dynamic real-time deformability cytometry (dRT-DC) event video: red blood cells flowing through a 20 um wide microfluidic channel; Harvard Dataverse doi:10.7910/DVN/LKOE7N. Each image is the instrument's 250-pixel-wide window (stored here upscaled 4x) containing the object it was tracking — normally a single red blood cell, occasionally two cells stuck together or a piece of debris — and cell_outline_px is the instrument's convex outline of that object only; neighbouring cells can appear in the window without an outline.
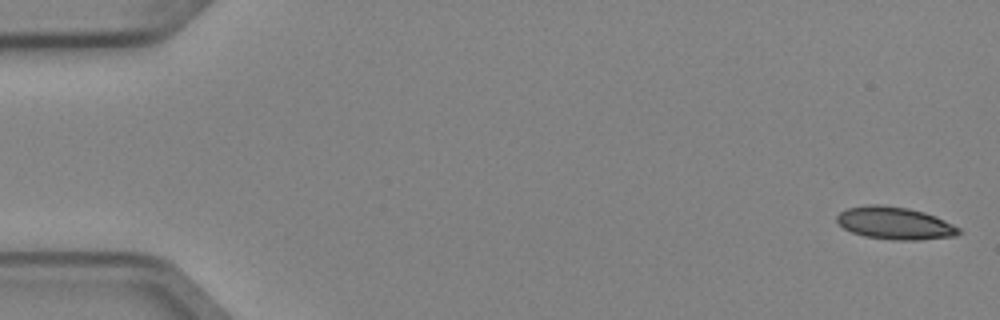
{"species": "Egyptian fruit bat (a non-hibernating species)", "species_latin": "Rousettus aegyptiacus", "temperature_condition": "cold", "stored_images_in_passage": 5, "camera_frame_rate_fps": 3000, "um_per_image_px": 0.085, "animal": {"sex": "female"}, "frame": {"image": 1, "passage_image": 1, "time_ms": 0.0, "image_size_px": [1000, 320], "cell_outline_px": [[964, 232], [956, 236], [920, 240], [892, 240], [864, 236], [852, 232], [844, 228], [836, 220], [836, 216], [840, 212], [848, 208], [868, 204], [880, 204], [908, 208], [924, 212], [936, 216], [960, 228]], "centroid_in_image_um": [76.09, 18.97], "position_along_channel_um": 8.9, "area_um2": 23.24}}
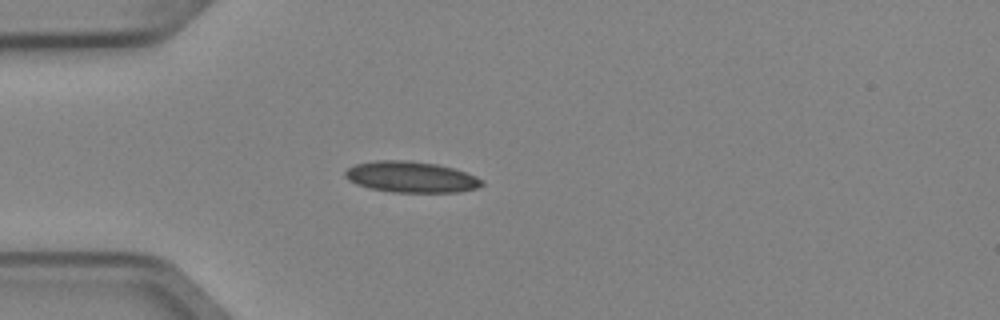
{"frame": {"image": 2, "passage_image": 4, "time_ms": 1.0, "image_size_px": [1000, 320], "cell_outline_px": [[484, 184], [476, 188], [460, 192], [392, 192], [368, 188], [356, 184], [348, 180], [344, 176], [344, 172], [348, 168], [356, 164], [376, 160], [404, 160], [436, 164], [452, 168], [476, 176], [484, 180]], "centroid_in_image_um": [34.92, 15.05], "position_along_channel_um": 50.1, "area_um2": 24.74}}